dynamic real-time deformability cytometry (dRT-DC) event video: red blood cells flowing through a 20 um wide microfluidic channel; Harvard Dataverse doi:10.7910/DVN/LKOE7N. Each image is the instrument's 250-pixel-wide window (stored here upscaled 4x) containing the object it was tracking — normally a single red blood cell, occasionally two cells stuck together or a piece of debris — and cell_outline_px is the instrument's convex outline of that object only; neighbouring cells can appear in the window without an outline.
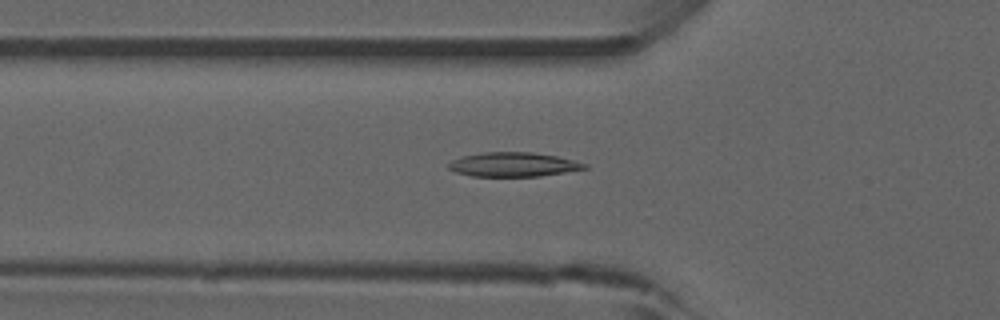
{"species": "common noctule bat (a hibernating species)", "species_latin": "Nyctalus noctula", "temperature_condition": "room temperature", "stored_images_in_passage": 32, "camera_frame_rate_fps": 3000, "um_per_image_px": 0.085, "animal": {"sex": "male", "forearm_length_mm": 52.5}, "frame": {"image": 1, "passage_image": 18, "time_ms": 5.667, "image_size_px": [1000, 320], "cell_outline_px": [[588, 168], [540, 176], [472, 176], [456, 172], [448, 168], [448, 164], [452, 160], [464, 156], [484, 152], [532, 152], [556, 156], [588, 164]], "centroid_in_image_um": [43.63, 13.98], "position_along_channel_um": 82.2, "area_um2": 19.02}}
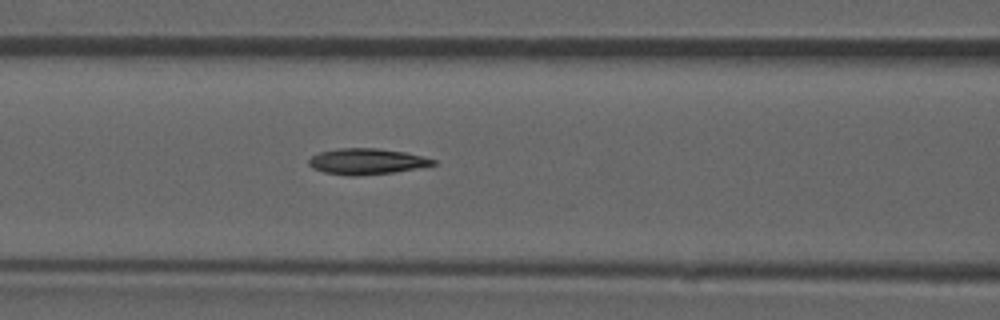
{"frame": {"image": 2, "passage_image": 22, "time_ms": 7.0, "image_size_px": [1000, 320], "cell_outline_px": [[436, 164], [420, 168], [392, 172], [356, 176], [352, 176], [324, 172], [312, 168], [308, 164], [308, 160], [312, 156], [320, 152], [340, 148], [376, 148], [404, 152], [436, 160]], "centroid_in_image_um": [31.15, 13.72], "position_along_channel_um": 135.4, "area_um2": 18.61}}